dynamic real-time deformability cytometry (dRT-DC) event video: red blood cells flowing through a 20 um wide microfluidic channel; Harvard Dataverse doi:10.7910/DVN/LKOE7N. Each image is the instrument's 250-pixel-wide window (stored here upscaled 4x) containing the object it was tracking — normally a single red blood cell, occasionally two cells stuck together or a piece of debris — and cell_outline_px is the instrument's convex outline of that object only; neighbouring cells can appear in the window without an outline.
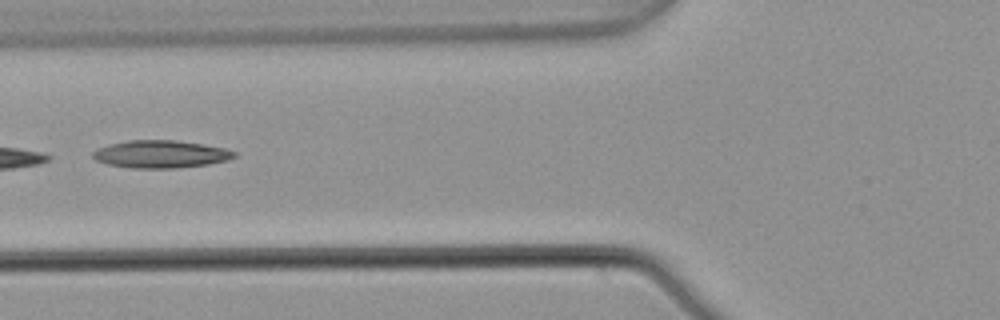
{"species": "common noctule bat (a hibernating species)", "species_latin": "Nyctalus noctula", "temperature_condition": "warm", "stored_images_in_passage": 6, "camera_frame_rate_fps": 3000, "um_per_image_px": 0.085, "animal": {"sex": "male", "body_mass_g": 21.5, "forearm_length_mm": 52.0}, "frame": {"image": 1, "passage_image": 5, "time_ms": 1.333, "image_size_px": [1000, 320], "cell_outline_px": [[236, 156], [228, 160], [208, 164], [176, 168], [132, 168], [108, 164], [96, 160], [92, 156], [92, 152], [96, 148], [108, 144], [128, 140], [176, 140], [204, 144], [224, 148], [236, 152]], "centroid_in_image_um": [13.64, 13.09], "position_along_channel_um": 112.2, "area_um2": 22.83}}
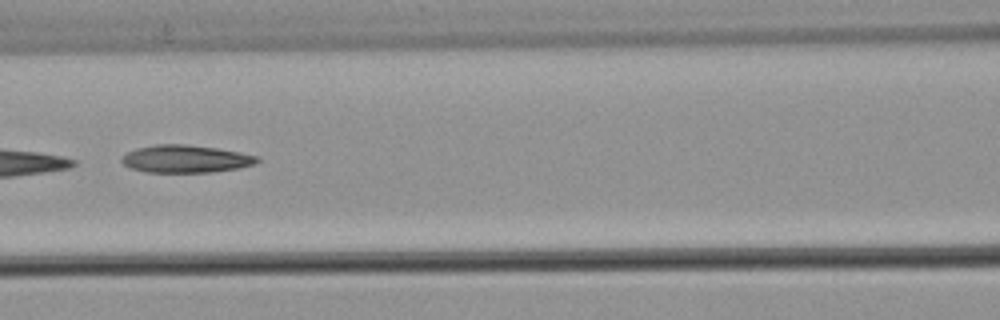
{"frame": {"image": 2, "passage_image": 6, "time_ms": 1.667, "image_size_px": [1000, 320], "cell_outline_px": [[260, 160], [252, 164], [236, 168], [212, 172], [148, 172], [132, 168], [124, 164], [120, 160], [128, 152], [136, 148], [156, 144], [188, 144], [216, 148], [260, 156]], "centroid_in_image_um": [15.78, 13.49], "position_along_channel_um": 150.8, "area_um2": 21.56}}